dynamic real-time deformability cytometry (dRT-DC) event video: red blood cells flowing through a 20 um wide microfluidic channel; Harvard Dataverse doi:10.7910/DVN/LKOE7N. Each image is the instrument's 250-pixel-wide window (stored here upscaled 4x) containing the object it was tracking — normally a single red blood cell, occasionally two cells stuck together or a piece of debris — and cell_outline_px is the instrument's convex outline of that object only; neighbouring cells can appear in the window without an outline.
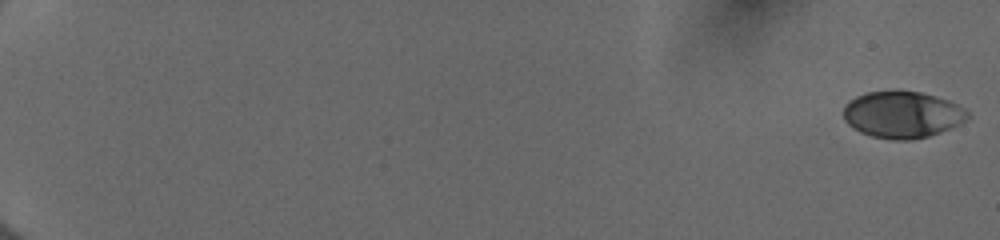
{"species": "human", "species_latin": "Homo sapiens", "temperature_condition": "cold", "stored_images_in_passage": 55, "camera_frame_rate_fps": 3000, "um_per_image_px": 0.085, "donor": {"sex": "female"}, "frame": {"image": 1, "passage_image": 1, "time_ms": 0.0, "image_size_px": [1000, 240], "cell_outline_px": [[968, 116], [964, 120], [940, 132], [928, 136], [912, 140], [892, 140], [872, 136], [860, 132], [848, 124], [844, 120], [844, 104], [848, 100], [856, 96], [868, 92], [920, 92], [936, 96], [948, 100], [964, 108], [968, 112]], "centroid_in_image_um": [76.65, 9.75], "position_along_channel_um": 8.3, "area_um2": 33.35}}
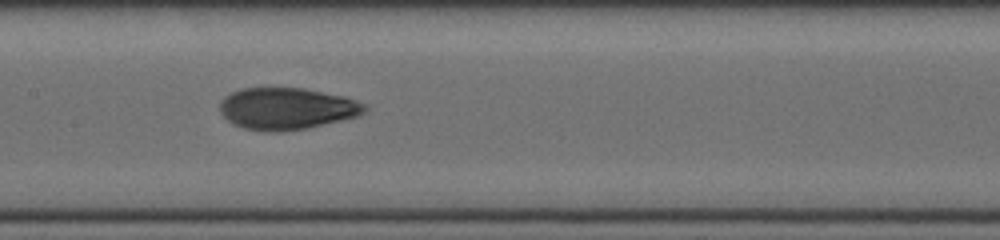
{"frame": {"image": 2, "passage_image": 31, "time_ms": 10.0, "image_size_px": [1000, 240], "cell_outline_px": [[368, 108], [360, 116], [308, 128], [280, 132], [264, 132], [244, 128], [232, 124], [220, 112], [220, 100], [224, 96], [240, 88], [304, 88], [344, 96], [356, 100], [364, 104]], "centroid_in_image_um": [24.37, 9.24], "position_along_channel_um": 183.0, "area_um2": 35.6}}
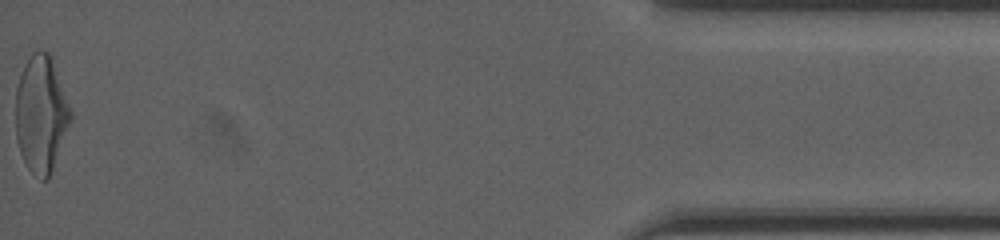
{"frame": {"image": 3, "passage_image": 55, "time_ms": 18.0, "image_size_px": [1000, 240], "cell_outline_px": [[72, 120], [48, 180], [40, 180], [28, 168], [20, 152], [16, 140], [16, 88], [24, 64], [32, 52], [48, 52], [52, 56], [72, 112]], "centroid_in_image_um": [3.5, 9.7], "position_along_channel_um": 431.7, "area_um2": 37.51}, "authors_computed_cell_mechanics": {"area_um2": 34.2754, "velocity_mm_per_s": 4.0112, "shape_relaxation_time_tau1_ms": 3.8849, "shape_relaxation_time_tau2_ms": 0.9875, "deformation_change_tau1": 0.1743, "deformation_change_tau2": 0.0596}}